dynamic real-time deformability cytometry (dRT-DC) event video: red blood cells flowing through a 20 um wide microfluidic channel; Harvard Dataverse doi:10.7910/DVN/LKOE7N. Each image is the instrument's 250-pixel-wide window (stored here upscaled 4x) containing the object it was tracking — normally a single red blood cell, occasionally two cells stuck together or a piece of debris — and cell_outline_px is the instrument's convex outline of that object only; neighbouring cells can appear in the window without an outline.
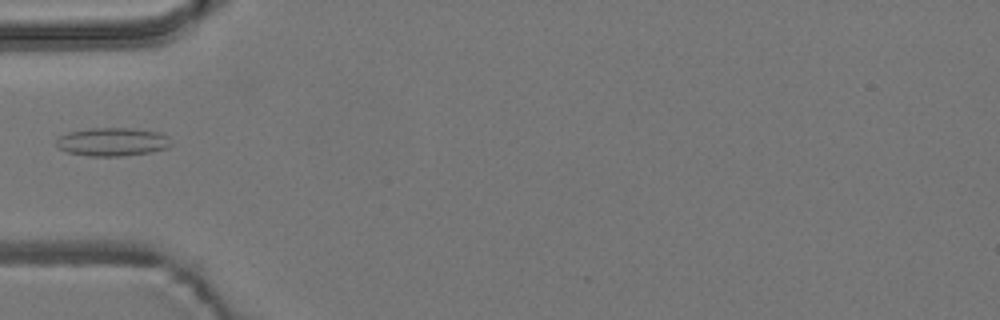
{"species": "common noctule bat (a hibernating species)", "species_latin": "Nyctalus noctula", "temperature_condition": "room temperature", "stored_images_in_passage": 5, "camera_frame_rate_fps": 3000, "um_per_image_px": 0.085, "animal": {"sex": "male", "body_mass_g": 19.2, "forearm_length_mm": 51.8}, "frame": {"image": 1, "passage_image": 5, "time_ms": 4.667, "image_size_px": [1000, 320], "cell_outline_px": [[172, 144], [168, 148], [148, 152], [120, 156], [88, 156], [68, 152], [60, 148], [56, 144], [56, 140], [60, 136], [68, 132], [88, 128], [128, 128], [160, 132], [168, 136]], "centroid_in_image_um": [9.56, 12.05], "position_along_channel_um": 75.4, "area_um2": 18.9}}